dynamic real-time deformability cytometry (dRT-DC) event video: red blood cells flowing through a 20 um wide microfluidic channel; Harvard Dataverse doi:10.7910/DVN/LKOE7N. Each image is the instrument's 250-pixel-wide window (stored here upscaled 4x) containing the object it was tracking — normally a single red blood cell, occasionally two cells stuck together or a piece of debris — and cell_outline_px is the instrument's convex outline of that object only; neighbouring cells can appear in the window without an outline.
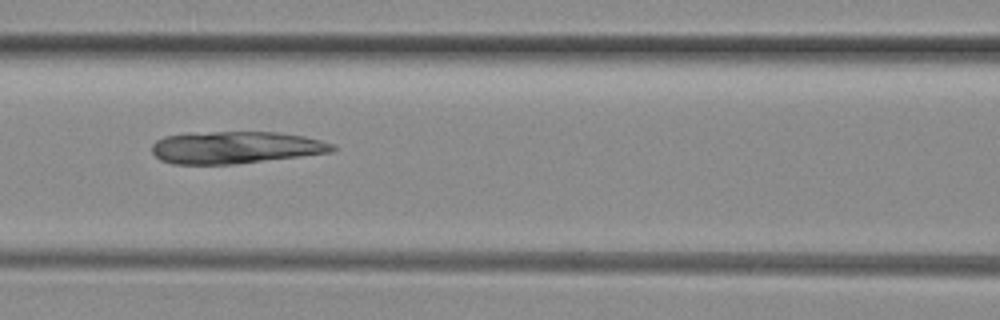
{"species": "common noctule bat (a hibernating species)", "species_latin": "Nyctalus noctula", "temperature_condition": "room temperature", "stored_images_in_passage": 6, "camera_frame_rate_fps": 3000, "um_per_image_px": 0.085, "animal": {"sex": "female", "body_mass_g": 29.2, "forearm_length_mm": 56.3}, "frame": {"image": 1, "passage_image": 4, "time_ms": 1.0, "image_size_px": [1000, 320], "cell_outline_px": [[336, 148], [332, 152], [236, 164], [172, 164], [160, 160], [152, 152], [152, 144], [156, 140], [164, 136], [192, 132], [276, 132], [304, 136], [320, 140], [332, 144]], "centroid_in_image_um": [19.97, 12.53], "position_along_channel_um": 146.6, "area_um2": 33.93}}
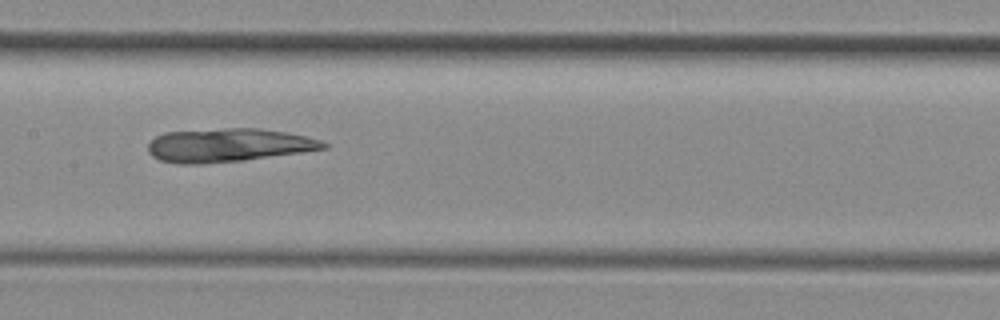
{"frame": {"image": 2, "passage_image": 5, "time_ms": 1.333, "image_size_px": [1000, 320], "cell_outline_px": [[328, 148], [304, 152], [244, 160], [204, 164], [180, 164], [160, 160], [152, 156], [148, 152], [148, 144], [156, 136], [164, 132], [224, 128], [260, 128], [288, 132], [320, 140], [328, 144]], "centroid_in_image_um": [19.41, 12.34], "position_along_channel_um": 188.0, "area_um2": 34.45}}
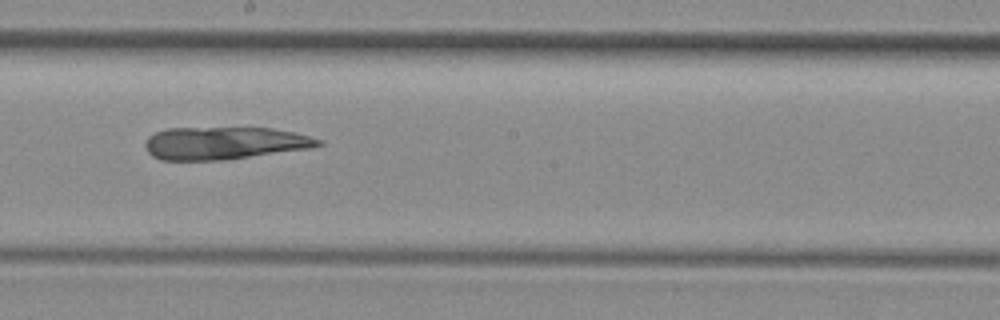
{"frame": {"image": 3, "passage_image": 6, "time_ms": 1.667, "image_size_px": [1000, 320], "cell_outline_px": [[324, 144], [308, 148], [224, 160], [160, 160], [152, 156], [148, 152], [144, 144], [148, 136], [156, 132], [168, 128], [272, 128], [296, 132], [324, 140]], "centroid_in_image_um": [19.06, 12.16], "position_along_channel_um": 229.1, "area_um2": 32.89}}